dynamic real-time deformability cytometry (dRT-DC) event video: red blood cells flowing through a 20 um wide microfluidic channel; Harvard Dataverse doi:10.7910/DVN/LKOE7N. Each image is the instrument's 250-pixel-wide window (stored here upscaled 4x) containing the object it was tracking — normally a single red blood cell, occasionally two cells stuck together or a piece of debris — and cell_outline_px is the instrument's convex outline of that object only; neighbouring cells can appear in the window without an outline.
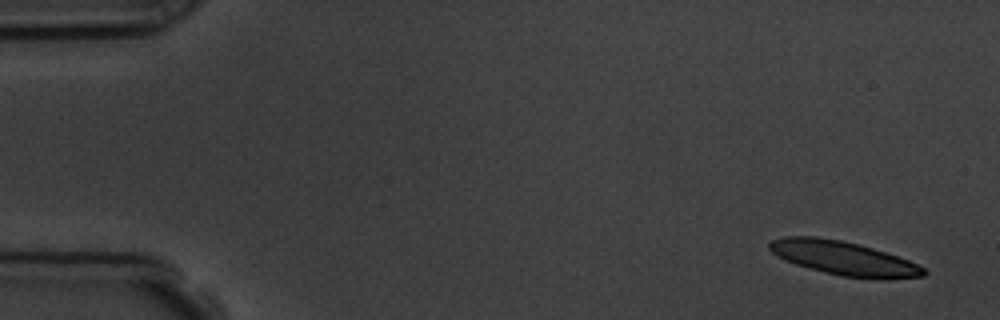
{"species": "common noctule bat (a hibernating species)", "species_latin": "Nyctalus noctula", "temperature_condition": "room temperature", "stored_images_in_passage": 5, "camera_frame_rate_fps": 3000, "um_per_image_px": 0.085, "animal": {"sex": "male", "body_mass_g": 19.5, "forearm_length_mm": 54.6}, "frame": {"image": 1, "passage_image": 1, "time_ms": 0.0, "image_size_px": [1000, 320], "cell_outline_px": [[928, 272], [924, 276], [884, 280], [840, 276], [796, 264], [784, 260], [776, 256], [768, 248], [768, 244], [772, 240], [784, 236], [816, 236], [840, 240], [860, 244], [908, 260], [924, 268]], "centroid_in_image_um": [71.7, 21.95], "position_along_channel_um": 13.3, "area_um2": 30.52}}